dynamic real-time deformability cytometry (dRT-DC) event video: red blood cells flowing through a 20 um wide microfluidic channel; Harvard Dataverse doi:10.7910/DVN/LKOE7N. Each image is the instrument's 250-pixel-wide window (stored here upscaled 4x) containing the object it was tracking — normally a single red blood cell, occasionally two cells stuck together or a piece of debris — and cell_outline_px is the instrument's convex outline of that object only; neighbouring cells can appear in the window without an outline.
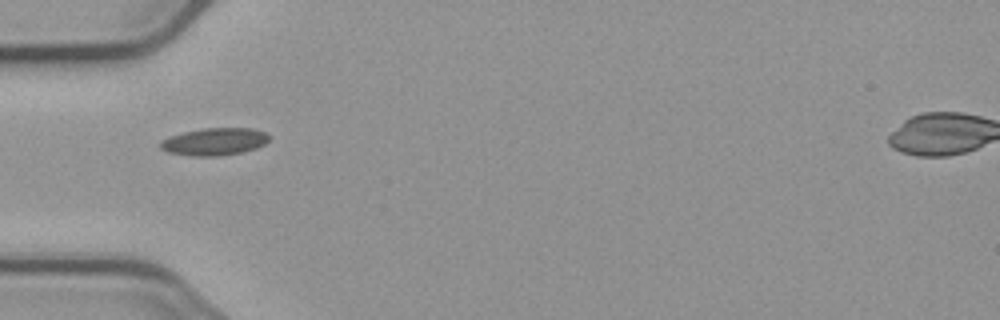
{"species": "common noctule bat (a hibernating species)", "species_latin": "Nyctalus noctula", "temperature_condition": "cold", "stored_images_in_passage": 6, "camera_frame_rate_fps": 3000, "um_per_image_px": 0.085, "animal": {"sex": "male", "body_mass_g": 23.1, "forearm_length_mm": 52.7}, "frame": {"image": 1, "passage_image": 1, "time_ms": 0.0, "image_size_px": [1000, 320], "cell_outline_px": [[272, 136], [264, 144], [256, 148], [240, 152], [220, 156], [192, 156], [168, 152], [160, 148], [160, 140], [184, 132], [204, 128], [252, 128], [264, 132]], "centroid_in_image_um": [18.24, 12.04], "position_along_channel_um": 66.8, "area_um2": 17.28}}
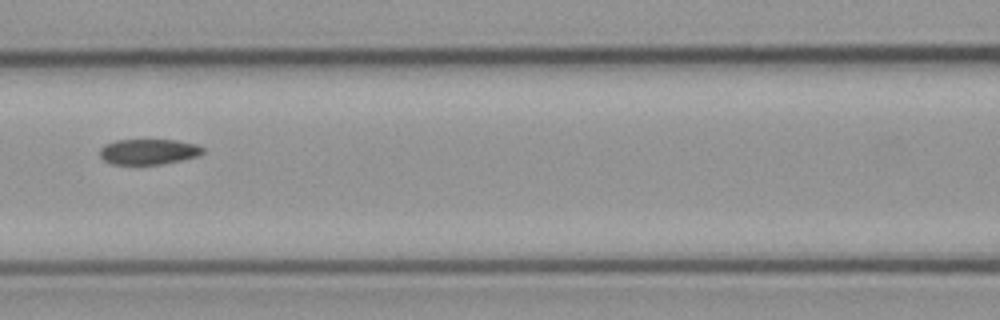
{"frame": {"image": 2, "passage_image": 3, "time_ms": 2.333, "image_size_px": [1000, 320], "cell_outline_px": [[204, 152], [196, 156], [180, 160], [160, 164], [112, 164], [104, 160], [100, 156], [100, 148], [104, 144], [116, 140], [176, 140], [196, 144], [204, 148]], "centroid_in_image_um": [12.6, 12.88], "position_along_channel_um": 154.0, "area_um2": 15.2}}
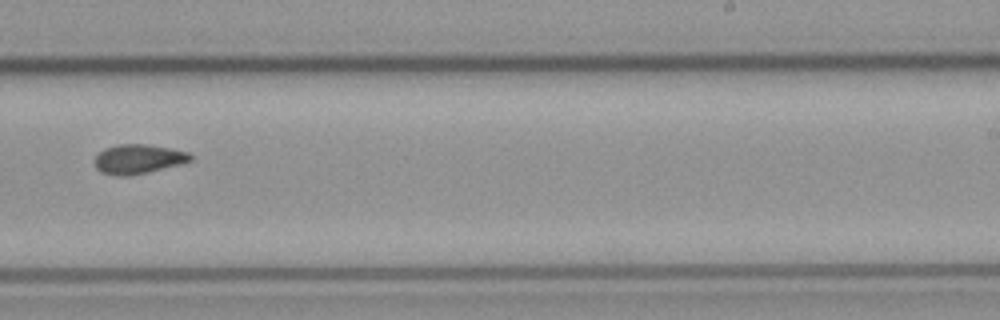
{"frame": {"image": 3, "passage_image": 6, "time_ms": 5.667, "image_size_px": [1000, 320], "cell_outline_px": [[192, 160], [180, 164], [148, 172], [128, 176], [116, 176], [100, 172], [96, 168], [96, 156], [104, 148], [116, 144], [148, 144], [188, 152], [192, 156]], "centroid_in_image_um": [11.73, 13.52], "position_along_channel_um": 277.3, "area_um2": 16.36}}